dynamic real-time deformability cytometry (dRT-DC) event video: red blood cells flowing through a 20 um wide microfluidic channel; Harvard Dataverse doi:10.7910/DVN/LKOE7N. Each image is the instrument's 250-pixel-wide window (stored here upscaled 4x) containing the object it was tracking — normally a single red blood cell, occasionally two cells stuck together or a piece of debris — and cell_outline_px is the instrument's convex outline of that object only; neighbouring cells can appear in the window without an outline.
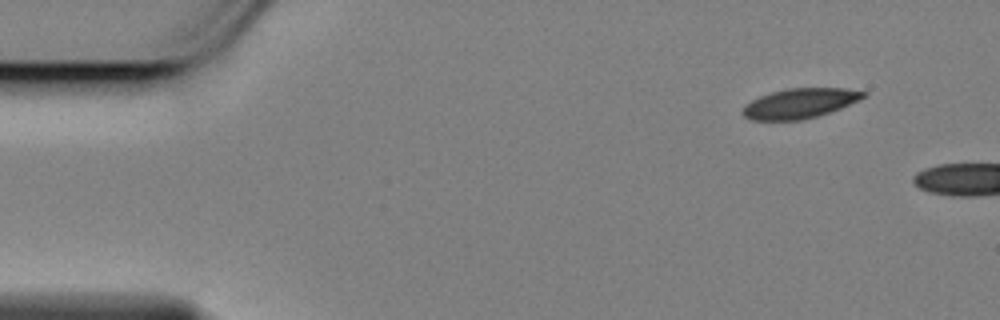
{"species": "Egyptian fruit bat (a non-hibernating species)", "species_latin": "Rousettus aegyptiacus", "temperature_condition": "cold", "stored_images_in_passage": 4, "camera_frame_rate_fps": 3000, "um_per_image_px": 0.085, "animal": {"sex": "female"}, "frame": {"image": 1, "passage_image": 1, "time_ms": 0.0, "image_size_px": [1000, 320], "cell_outline_px": [[868, 96], [860, 100], [840, 108], [816, 116], [800, 120], [748, 120], [740, 112], [744, 104], [760, 96], [772, 92], [788, 88], [844, 88], [868, 92]], "centroid_in_image_um": [67.97, 8.78], "position_along_channel_um": 17.0, "area_um2": 21.1}}